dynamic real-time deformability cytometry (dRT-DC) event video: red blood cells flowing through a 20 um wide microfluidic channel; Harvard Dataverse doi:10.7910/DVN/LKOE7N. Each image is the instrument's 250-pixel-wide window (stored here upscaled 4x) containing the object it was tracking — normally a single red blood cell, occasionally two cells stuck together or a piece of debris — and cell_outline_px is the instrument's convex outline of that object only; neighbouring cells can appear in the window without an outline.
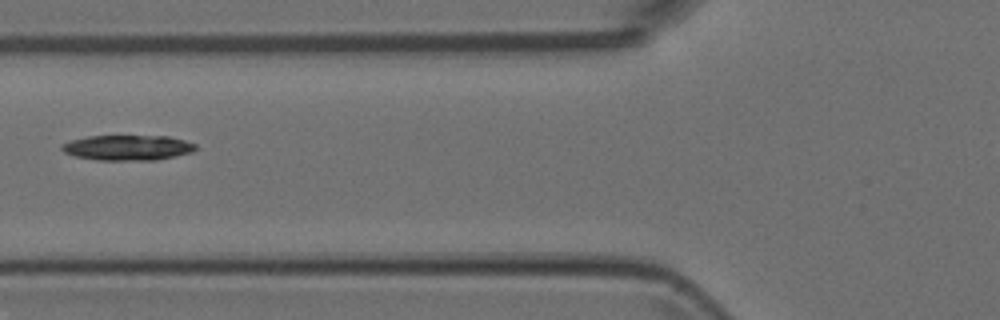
{"species": "Egyptian fruit bat (a non-hibernating species)", "species_latin": "Rousettus aegyptiacus", "temperature_condition": "room temperature", "stored_images_in_passage": 5, "camera_frame_rate_fps": 3000, "um_per_image_px": 0.085, "animal": {"sex": "female"}, "frame": {"image": 1, "passage_image": 4, "time_ms": 1.0, "image_size_px": [1000, 320], "cell_outline_px": [[196, 148], [192, 152], [156, 160], [96, 160], [76, 156], [64, 152], [60, 148], [60, 144], [72, 140], [88, 136], [168, 136], [184, 140], [196, 144]], "centroid_in_image_um": [10.83, 12.55], "position_along_channel_um": 115.0, "area_um2": 19.65}}
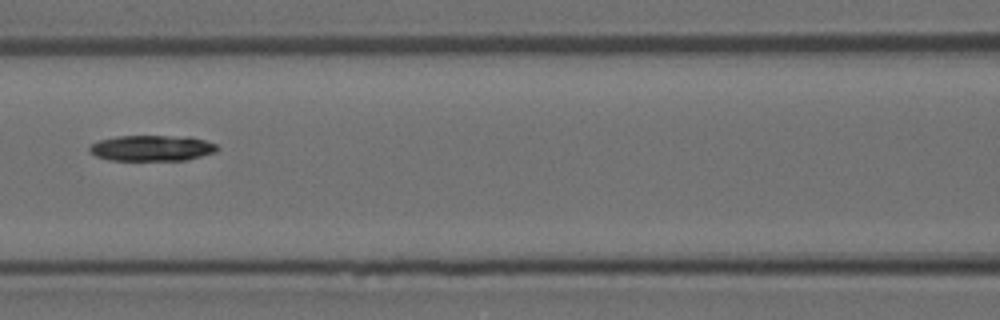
{"frame": {"image": 2, "passage_image": 5, "time_ms": 1.333, "image_size_px": [1000, 320], "cell_outline_px": [[220, 148], [216, 152], [188, 160], [108, 160], [96, 156], [88, 152], [88, 148], [92, 144], [100, 140], [116, 136], [192, 136], [216, 144]], "centroid_in_image_um": [12.93, 12.59], "position_along_channel_um": 153.7, "area_um2": 19.42}}